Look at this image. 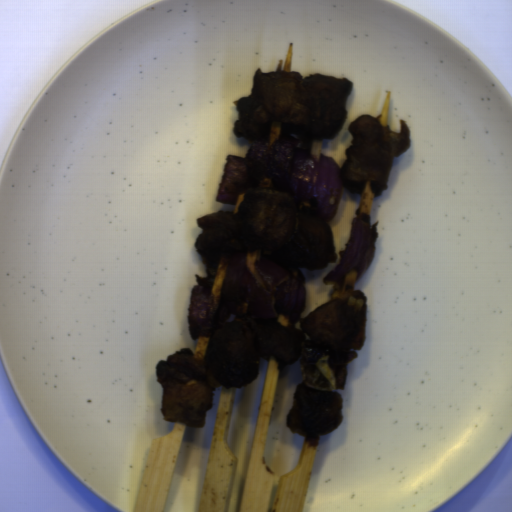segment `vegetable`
<instances>
[{
	"label": "vegetable",
	"mask_w": 512,
	"mask_h": 512,
	"mask_svg": "<svg viewBox=\"0 0 512 512\" xmlns=\"http://www.w3.org/2000/svg\"><path fill=\"white\" fill-rule=\"evenodd\" d=\"M312 139L302 126L274 121L244 158L228 154L216 202L233 206L249 189H279L300 213L331 221L344 187L341 167L330 156L313 157Z\"/></svg>",
	"instance_id": "vegetable-1"
},
{
	"label": "vegetable",
	"mask_w": 512,
	"mask_h": 512,
	"mask_svg": "<svg viewBox=\"0 0 512 512\" xmlns=\"http://www.w3.org/2000/svg\"><path fill=\"white\" fill-rule=\"evenodd\" d=\"M299 268L255 252L219 256L210 286H194L187 322L190 336L211 335L232 318L275 319L288 314L297 323L305 308L306 286Z\"/></svg>",
	"instance_id": "vegetable-2"
},
{
	"label": "vegetable",
	"mask_w": 512,
	"mask_h": 512,
	"mask_svg": "<svg viewBox=\"0 0 512 512\" xmlns=\"http://www.w3.org/2000/svg\"><path fill=\"white\" fill-rule=\"evenodd\" d=\"M356 350L337 349L318 340H305L298 358L302 384L321 392L344 389Z\"/></svg>",
	"instance_id": "vegetable-3"
},
{
	"label": "vegetable",
	"mask_w": 512,
	"mask_h": 512,
	"mask_svg": "<svg viewBox=\"0 0 512 512\" xmlns=\"http://www.w3.org/2000/svg\"><path fill=\"white\" fill-rule=\"evenodd\" d=\"M378 234L364 217H354L351 222L350 236L344 250H340V262L323 278L325 285H333L341 291L348 272L355 271L356 280L360 279L374 258Z\"/></svg>",
	"instance_id": "vegetable-4"
}]
</instances>
